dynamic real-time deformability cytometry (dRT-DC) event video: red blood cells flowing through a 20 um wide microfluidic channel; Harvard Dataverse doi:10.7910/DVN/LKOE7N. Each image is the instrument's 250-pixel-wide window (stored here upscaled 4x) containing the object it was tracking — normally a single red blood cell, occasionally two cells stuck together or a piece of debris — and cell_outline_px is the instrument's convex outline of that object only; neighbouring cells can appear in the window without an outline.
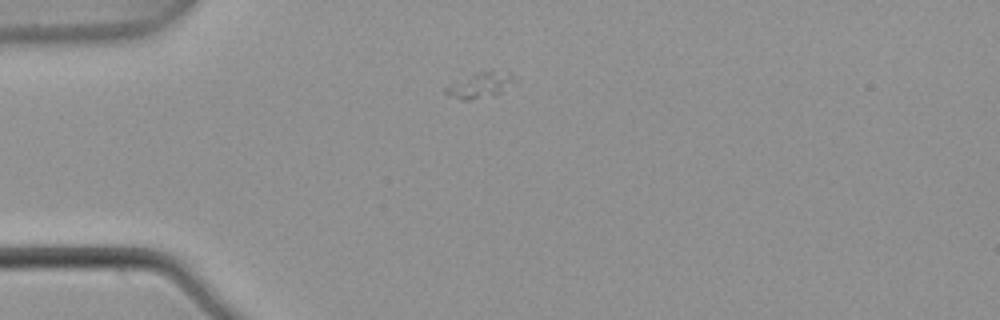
{"species": "common noctule bat (a hibernating species)", "species_latin": "Nyctalus noctula", "temperature_condition": "warm", "stored_images_in_passage": 3, "camera_frame_rate_fps": 3000, "um_per_image_px": 0.085, "animal": {"sex": "male", "body_mass_g": 21.5, "forearm_length_mm": 52.0}, "frame": {"image": 1, "passage_image": 2, "time_ms": 0.333, "image_size_px": [1000, 320], "cell_outline_px": [[520, 84], [500, 92], [468, 100], [460, 100], [444, 92], [444, 88], [476, 72], [512, 72], [520, 80]], "centroid_in_image_um": [40.97, 7.22], "position_along_channel_um": 44.0, "area_um2": 10.17}}